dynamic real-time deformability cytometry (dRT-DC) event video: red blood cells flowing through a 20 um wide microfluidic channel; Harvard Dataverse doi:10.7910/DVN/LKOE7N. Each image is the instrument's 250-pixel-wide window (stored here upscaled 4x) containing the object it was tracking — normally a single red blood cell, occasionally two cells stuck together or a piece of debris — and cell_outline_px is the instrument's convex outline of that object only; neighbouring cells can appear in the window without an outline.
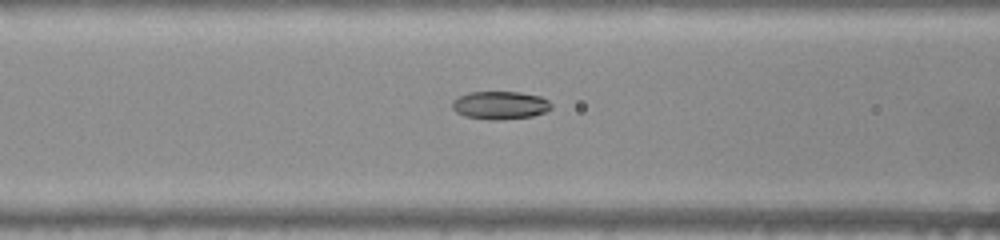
{"species": "common noctule bat (a hibernating species)", "species_latin": "Nyctalus noctula", "temperature_condition": "warm", "stored_images_in_passage": 38, "camera_frame_rate_fps": 3000, "um_per_image_px": 0.085, "animal": {"sex": "female", "body_mass_g": 22.0, "forearm_length_mm": 56.7}, "frame": {"image": 1, "passage_image": 7, "time_ms": 2.0, "image_size_px": [1000, 240], "cell_outline_px": [[552, 108], [544, 112], [532, 116], [500, 120], [488, 120], [464, 116], [456, 112], [452, 108], [452, 100], [468, 92], [520, 92], [540, 96], [548, 100], [552, 104]], "centroid_in_image_um": [42.5, 8.95], "position_along_channel_um": 124.1, "area_um2": 16.3}}
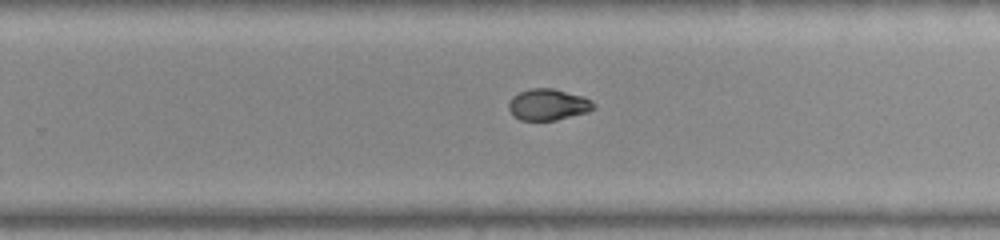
{"frame": {"image": 2, "passage_image": 19, "time_ms": 6.0, "image_size_px": [1000, 240], "cell_outline_px": [[596, 108], [588, 112], [556, 120], [520, 120], [512, 116], [508, 108], [508, 104], [512, 96], [520, 92], [532, 88], [552, 88], [584, 96], [592, 100], [596, 104]], "centroid_in_image_um": [46.61, 8.89], "position_along_channel_um": 283.2, "area_um2": 15.72}}
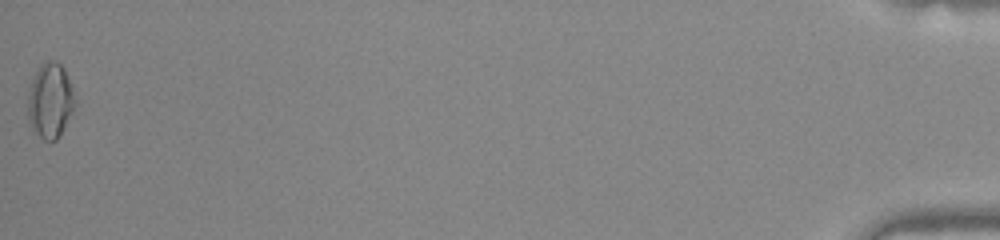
{"frame": {"image": 3, "passage_image": 38, "time_ms": 12.333, "image_size_px": [1000, 240], "cell_outline_px": [[72, 112], [60, 136], [56, 140], [44, 140], [32, 132], [28, 120], [28, 92], [32, 80], [40, 64], [44, 60], [52, 60], [60, 64], [64, 68], [72, 88]], "centroid_in_image_um": [4.22, 8.57], "position_along_channel_um": 431.0, "area_um2": 20.4}, "authors_computed_cell_mechanics": {"area_um2": 16.184, "velocity_mm_per_s": 3.9896, "shape_relaxation_time_tau1_ms": 7.4267, "shape_relaxation_time_tau2_ms": 1.2872, "deformation_change_tau1": 0.2351, "deformation_change_tau2": 0.0439}}